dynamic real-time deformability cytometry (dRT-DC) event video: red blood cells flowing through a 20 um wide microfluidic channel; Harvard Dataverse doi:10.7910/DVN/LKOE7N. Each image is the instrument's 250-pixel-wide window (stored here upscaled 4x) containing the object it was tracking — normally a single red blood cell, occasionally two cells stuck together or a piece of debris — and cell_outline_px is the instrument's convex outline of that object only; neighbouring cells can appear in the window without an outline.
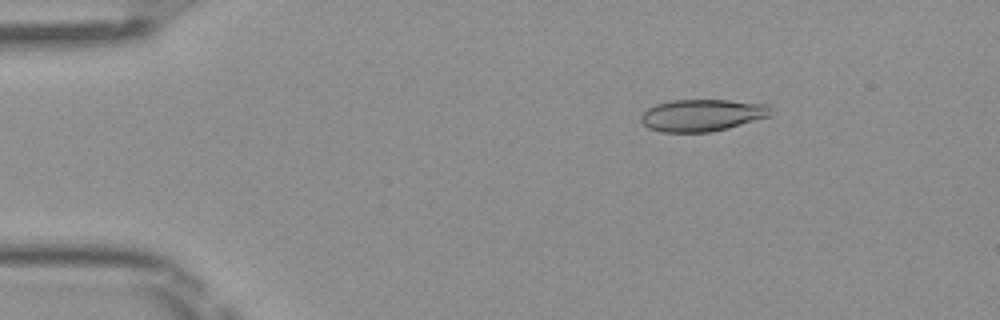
{"species": "Egyptian fruit bat (a non-hibernating species)", "species_latin": "Rousettus aegyptiacus", "temperature_condition": "room temperature", "stored_images_in_passage": 6, "camera_frame_rate_fps": 3000, "um_per_image_px": 0.085, "frame": {"image": 1, "passage_image": 3, "time_ms": 0.667, "image_size_px": [1000, 320], "cell_outline_px": [[772, 116], [728, 128], [708, 132], [660, 132], [648, 128], [640, 120], [640, 116], [648, 108], [656, 104], [672, 100], [728, 100], [772, 104]], "centroid_in_image_um": [59.73, 9.79], "position_along_channel_um": 25.3, "area_um2": 24.51}}
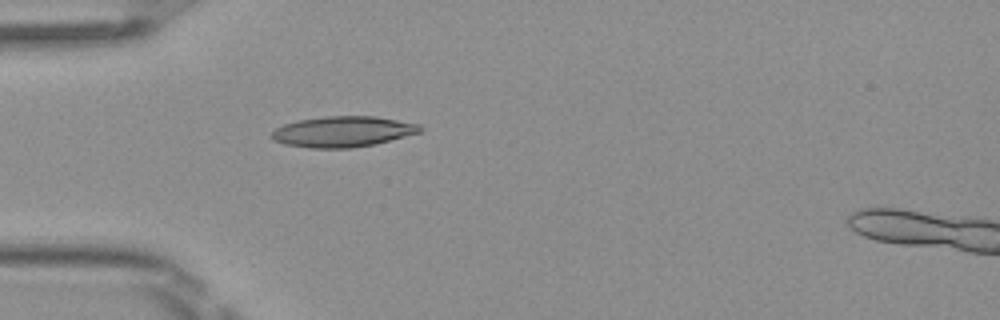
{"frame": {"image": 2, "passage_image": 5, "time_ms": 1.333, "image_size_px": [1000, 320], "cell_outline_px": [[424, 128], [420, 132], [376, 144], [352, 148], [308, 148], [284, 144], [272, 140], [272, 132], [276, 128], [284, 124], [296, 120], [324, 116], [376, 116], [420, 124]], "centroid_in_image_um": [29.14, 11.19], "position_along_channel_um": 55.9, "area_um2": 26.76}}